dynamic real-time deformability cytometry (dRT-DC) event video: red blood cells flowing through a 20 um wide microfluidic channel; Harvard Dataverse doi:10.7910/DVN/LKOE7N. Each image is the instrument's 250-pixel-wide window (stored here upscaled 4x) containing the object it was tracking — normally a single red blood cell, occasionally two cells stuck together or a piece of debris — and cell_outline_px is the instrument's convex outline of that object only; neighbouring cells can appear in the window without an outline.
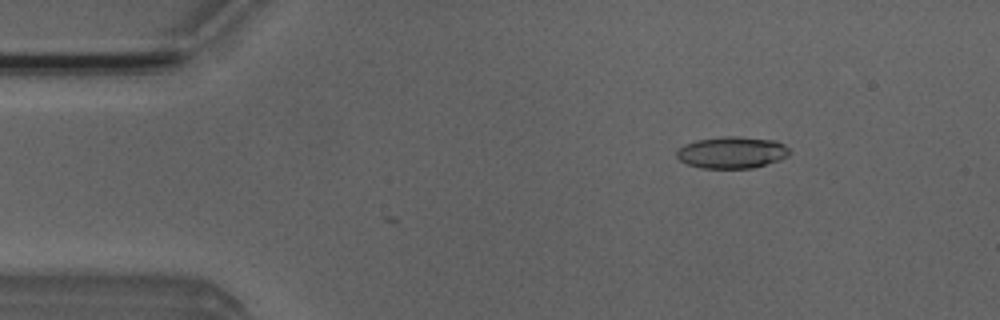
{"species": "Egyptian fruit bat (a non-hibernating species)", "species_latin": "Rousettus aegyptiacus", "temperature_condition": "room temperature", "stored_images_in_passage": 4, "camera_frame_rate_fps": 3000, "um_per_image_px": 0.085, "animal": {"sex": "male"}, "frame": {"image": 1, "passage_image": 2, "time_ms": 1.333, "image_size_px": [1000, 320], "cell_outline_px": [[792, 152], [788, 156], [780, 160], [752, 168], [700, 168], [688, 164], [680, 160], [676, 156], [676, 152], [684, 144], [696, 140], [724, 136], [736, 136], [776, 140], [784, 144]], "centroid_in_image_um": [62.23, 12.95], "position_along_channel_um": 22.8, "area_um2": 20.98}}